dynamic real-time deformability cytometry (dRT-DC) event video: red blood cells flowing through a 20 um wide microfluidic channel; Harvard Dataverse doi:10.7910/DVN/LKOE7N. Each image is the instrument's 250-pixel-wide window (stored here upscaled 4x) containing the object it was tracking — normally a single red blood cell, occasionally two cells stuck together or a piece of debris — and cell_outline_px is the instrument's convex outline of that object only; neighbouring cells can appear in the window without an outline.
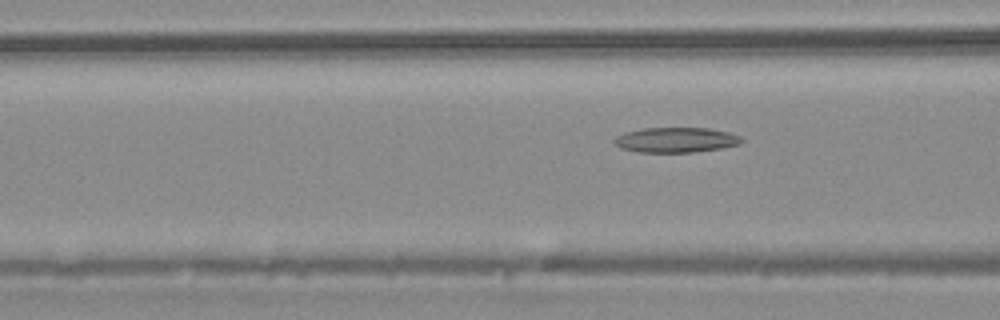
{"species": "common noctule bat (a hibernating species)", "species_latin": "Nyctalus noctula", "temperature_condition": "warm", "stored_images_in_passage": 4, "camera_frame_rate_fps": 3000, "um_per_image_px": 0.085, "animal": {"sex": "male", "body_mass_g": 20.4}, "frame": {"image": 1, "passage_image": 4, "time_ms": 1.0, "image_size_px": [1000, 320], "cell_outline_px": [[744, 140], [740, 144], [720, 148], [692, 152], [636, 152], [620, 148], [612, 140], [616, 136], [624, 132], [644, 128], [708, 128], [728, 132], [740, 136]], "centroid_in_image_um": [57.43, 11.89], "position_along_channel_um": 109.2, "area_um2": 18.61}}